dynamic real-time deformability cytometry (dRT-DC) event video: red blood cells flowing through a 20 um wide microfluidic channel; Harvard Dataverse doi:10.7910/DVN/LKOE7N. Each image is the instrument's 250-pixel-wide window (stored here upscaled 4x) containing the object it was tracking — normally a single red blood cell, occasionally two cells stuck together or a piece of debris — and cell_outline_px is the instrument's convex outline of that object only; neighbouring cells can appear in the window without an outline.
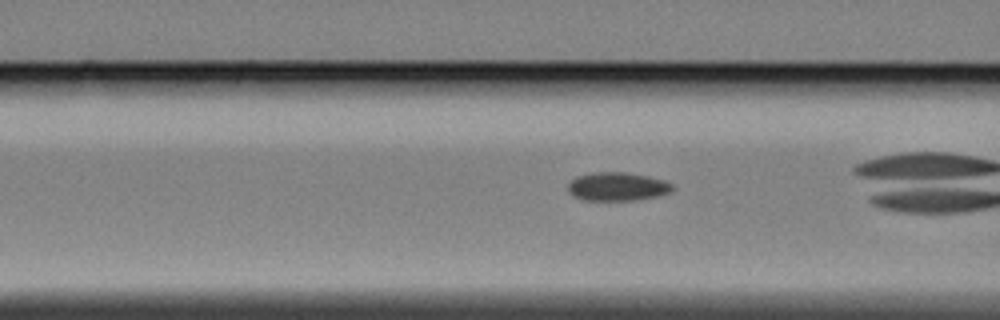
{"species": "Egyptian fruit bat (a non-hibernating species)", "species_latin": "Rousettus aegyptiacus", "temperature_condition": "cold", "stored_images_in_passage": 38, "camera_frame_rate_fps": 3000, "um_per_image_px": 0.085, "animal": {"sex": "female"}, "frame": {"image": 1, "passage_image": 6, "time_ms": 1.667, "image_size_px": [1000, 320], "cell_outline_px": [[676, 188], [660, 196], [636, 200], [584, 200], [572, 196], [568, 192], [568, 184], [576, 176], [596, 172], [624, 172], [648, 176], [664, 180], [672, 184]], "centroid_in_image_um": [52.48, 15.86], "position_along_channel_um": 114.1, "area_um2": 17.46}, "authors_computed_cell_mechanics": {"area_um2": 17.2822, "velocity_mm_per_s": 3.4373, "shape_relaxation_time_tau1_ms": 4.1968, "shape_relaxation_time_tau2_ms": null, "deformation_change_tau1": 0.0505, "deformation_change_tau2": null}}